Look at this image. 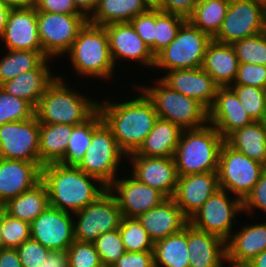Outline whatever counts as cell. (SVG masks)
Returning a JSON list of instances; mask_svg holds the SVG:
<instances>
[{"label":"cell","mask_w":266,"mask_h":267,"mask_svg":"<svg viewBox=\"0 0 266 267\" xmlns=\"http://www.w3.org/2000/svg\"><path fill=\"white\" fill-rule=\"evenodd\" d=\"M137 92L138 97H128L119 103L109 99L98 102V111L104 123L111 129L119 148L126 155L139 148L158 119L152 102L140 89Z\"/></svg>","instance_id":"cell-1"},{"label":"cell","mask_w":266,"mask_h":267,"mask_svg":"<svg viewBox=\"0 0 266 267\" xmlns=\"http://www.w3.org/2000/svg\"><path fill=\"white\" fill-rule=\"evenodd\" d=\"M41 181L45 184L51 207L76 213L95 201L107 187L77 166L61 163L44 165Z\"/></svg>","instance_id":"cell-2"},{"label":"cell","mask_w":266,"mask_h":267,"mask_svg":"<svg viewBox=\"0 0 266 267\" xmlns=\"http://www.w3.org/2000/svg\"><path fill=\"white\" fill-rule=\"evenodd\" d=\"M64 79L58 75L40 98L35 108L40 124L76 126L85 123L98 111L99 101L75 91L69 83L66 85Z\"/></svg>","instance_id":"cell-3"},{"label":"cell","mask_w":266,"mask_h":267,"mask_svg":"<svg viewBox=\"0 0 266 267\" xmlns=\"http://www.w3.org/2000/svg\"><path fill=\"white\" fill-rule=\"evenodd\" d=\"M225 139L213 125L184 129L174 152L177 175L215 172Z\"/></svg>","instance_id":"cell-4"},{"label":"cell","mask_w":266,"mask_h":267,"mask_svg":"<svg viewBox=\"0 0 266 267\" xmlns=\"http://www.w3.org/2000/svg\"><path fill=\"white\" fill-rule=\"evenodd\" d=\"M74 72L82 77L110 80L115 65L111 57L109 39L104 26L86 24L66 53Z\"/></svg>","instance_id":"cell-5"},{"label":"cell","mask_w":266,"mask_h":267,"mask_svg":"<svg viewBox=\"0 0 266 267\" xmlns=\"http://www.w3.org/2000/svg\"><path fill=\"white\" fill-rule=\"evenodd\" d=\"M126 157L111 129L104 123L101 113L97 111L92 116L91 143L77 167L108 187L119 176L118 167Z\"/></svg>","instance_id":"cell-6"},{"label":"cell","mask_w":266,"mask_h":267,"mask_svg":"<svg viewBox=\"0 0 266 267\" xmlns=\"http://www.w3.org/2000/svg\"><path fill=\"white\" fill-rule=\"evenodd\" d=\"M153 82L154 85L137 88L152 102L158 118L168 120L182 130L200 128L208 123V110L197 100L171 89L160 78Z\"/></svg>","instance_id":"cell-7"},{"label":"cell","mask_w":266,"mask_h":267,"mask_svg":"<svg viewBox=\"0 0 266 267\" xmlns=\"http://www.w3.org/2000/svg\"><path fill=\"white\" fill-rule=\"evenodd\" d=\"M213 39L186 20L175 39L155 56L154 69L178 70L202 67L208 44Z\"/></svg>","instance_id":"cell-8"},{"label":"cell","mask_w":266,"mask_h":267,"mask_svg":"<svg viewBox=\"0 0 266 267\" xmlns=\"http://www.w3.org/2000/svg\"><path fill=\"white\" fill-rule=\"evenodd\" d=\"M266 166L223 143L218 162L219 188L242 201L252 191Z\"/></svg>","instance_id":"cell-9"},{"label":"cell","mask_w":266,"mask_h":267,"mask_svg":"<svg viewBox=\"0 0 266 267\" xmlns=\"http://www.w3.org/2000/svg\"><path fill=\"white\" fill-rule=\"evenodd\" d=\"M87 21L83 14L37 11V28L44 55L49 59L66 56Z\"/></svg>","instance_id":"cell-10"},{"label":"cell","mask_w":266,"mask_h":267,"mask_svg":"<svg viewBox=\"0 0 266 267\" xmlns=\"http://www.w3.org/2000/svg\"><path fill=\"white\" fill-rule=\"evenodd\" d=\"M229 194L219 188L189 219V224L198 230L218 235L226 241L233 233L232 226L238 223L234 218L243 213L242 200L237 196L231 198Z\"/></svg>","instance_id":"cell-11"},{"label":"cell","mask_w":266,"mask_h":267,"mask_svg":"<svg viewBox=\"0 0 266 267\" xmlns=\"http://www.w3.org/2000/svg\"><path fill=\"white\" fill-rule=\"evenodd\" d=\"M121 219L117 201L107 189L95 201L73 214L74 238L80 242H93L100 234L118 229Z\"/></svg>","instance_id":"cell-12"},{"label":"cell","mask_w":266,"mask_h":267,"mask_svg":"<svg viewBox=\"0 0 266 267\" xmlns=\"http://www.w3.org/2000/svg\"><path fill=\"white\" fill-rule=\"evenodd\" d=\"M266 31V10L256 0H230L227 14L214 41L232 44Z\"/></svg>","instance_id":"cell-13"},{"label":"cell","mask_w":266,"mask_h":267,"mask_svg":"<svg viewBox=\"0 0 266 267\" xmlns=\"http://www.w3.org/2000/svg\"><path fill=\"white\" fill-rule=\"evenodd\" d=\"M40 123L34 115L28 120L0 125V158L37 163L39 155Z\"/></svg>","instance_id":"cell-14"},{"label":"cell","mask_w":266,"mask_h":267,"mask_svg":"<svg viewBox=\"0 0 266 267\" xmlns=\"http://www.w3.org/2000/svg\"><path fill=\"white\" fill-rule=\"evenodd\" d=\"M117 177L108 187L121 210L122 217H135L160 205L167 197L159 190L139 182L131 174ZM119 178V179H118Z\"/></svg>","instance_id":"cell-15"},{"label":"cell","mask_w":266,"mask_h":267,"mask_svg":"<svg viewBox=\"0 0 266 267\" xmlns=\"http://www.w3.org/2000/svg\"><path fill=\"white\" fill-rule=\"evenodd\" d=\"M30 232L49 250L65 251L75 241L73 214L49 206L30 223Z\"/></svg>","instance_id":"cell-16"},{"label":"cell","mask_w":266,"mask_h":267,"mask_svg":"<svg viewBox=\"0 0 266 267\" xmlns=\"http://www.w3.org/2000/svg\"><path fill=\"white\" fill-rule=\"evenodd\" d=\"M126 159L131 162L134 178L159 190L167 198H173L178 179L173 157H146L133 152Z\"/></svg>","instance_id":"cell-17"},{"label":"cell","mask_w":266,"mask_h":267,"mask_svg":"<svg viewBox=\"0 0 266 267\" xmlns=\"http://www.w3.org/2000/svg\"><path fill=\"white\" fill-rule=\"evenodd\" d=\"M0 41L6 50L43 51L37 28L36 8H12Z\"/></svg>","instance_id":"cell-18"},{"label":"cell","mask_w":266,"mask_h":267,"mask_svg":"<svg viewBox=\"0 0 266 267\" xmlns=\"http://www.w3.org/2000/svg\"><path fill=\"white\" fill-rule=\"evenodd\" d=\"M104 27L115 67L119 60H132L153 69L155 57L130 23H112Z\"/></svg>","instance_id":"cell-19"},{"label":"cell","mask_w":266,"mask_h":267,"mask_svg":"<svg viewBox=\"0 0 266 267\" xmlns=\"http://www.w3.org/2000/svg\"><path fill=\"white\" fill-rule=\"evenodd\" d=\"M218 189L217 171L188 174L178 177L173 199L189 220Z\"/></svg>","instance_id":"cell-20"},{"label":"cell","mask_w":266,"mask_h":267,"mask_svg":"<svg viewBox=\"0 0 266 267\" xmlns=\"http://www.w3.org/2000/svg\"><path fill=\"white\" fill-rule=\"evenodd\" d=\"M160 79L171 89L193 98L209 110L219 86L201 68L169 70Z\"/></svg>","instance_id":"cell-21"},{"label":"cell","mask_w":266,"mask_h":267,"mask_svg":"<svg viewBox=\"0 0 266 267\" xmlns=\"http://www.w3.org/2000/svg\"><path fill=\"white\" fill-rule=\"evenodd\" d=\"M253 122L244 111L235 91L230 86L219 87L215 101L208 110V123L226 139L235 130Z\"/></svg>","instance_id":"cell-22"},{"label":"cell","mask_w":266,"mask_h":267,"mask_svg":"<svg viewBox=\"0 0 266 267\" xmlns=\"http://www.w3.org/2000/svg\"><path fill=\"white\" fill-rule=\"evenodd\" d=\"M41 169L37 163L0 158V204L37 185Z\"/></svg>","instance_id":"cell-23"},{"label":"cell","mask_w":266,"mask_h":267,"mask_svg":"<svg viewBox=\"0 0 266 267\" xmlns=\"http://www.w3.org/2000/svg\"><path fill=\"white\" fill-rule=\"evenodd\" d=\"M243 226L239 232L233 231L226 240V261L230 263L228 267H244L266 250V221Z\"/></svg>","instance_id":"cell-24"},{"label":"cell","mask_w":266,"mask_h":267,"mask_svg":"<svg viewBox=\"0 0 266 267\" xmlns=\"http://www.w3.org/2000/svg\"><path fill=\"white\" fill-rule=\"evenodd\" d=\"M189 267H225L226 241L187 224Z\"/></svg>","instance_id":"cell-25"},{"label":"cell","mask_w":266,"mask_h":267,"mask_svg":"<svg viewBox=\"0 0 266 267\" xmlns=\"http://www.w3.org/2000/svg\"><path fill=\"white\" fill-rule=\"evenodd\" d=\"M137 219L154 242L181 231L189 223L173 198L165 199Z\"/></svg>","instance_id":"cell-26"},{"label":"cell","mask_w":266,"mask_h":267,"mask_svg":"<svg viewBox=\"0 0 266 267\" xmlns=\"http://www.w3.org/2000/svg\"><path fill=\"white\" fill-rule=\"evenodd\" d=\"M51 60L46 58L36 69L21 73L12 80L2 83L0 88L14 97L26 100L36 108L47 87L57 77L50 70Z\"/></svg>","instance_id":"cell-27"},{"label":"cell","mask_w":266,"mask_h":267,"mask_svg":"<svg viewBox=\"0 0 266 267\" xmlns=\"http://www.w3.org/2000/svg\"><path fill=\"white\" fill-rule=\"evenodd\" d=\"M238 58L231 44L212 40L206 49L202 69L219 87L233 84L237 76Z\"/></svg>","instance_id":"cell-28"},{"label":"cell","mask_w":266,"mask_h":267,"mask_svg":"<svg viewBox=\"0 0 266 267\" xmlns=\"http://www.w3.org/2000/svg\"><path fill=\"white\" fill-rule=\"evenodd\" d=\"M182 129L168 121L158 118L153 129L134 152L146 157H173Z\"/></svg>","instance_id":"cell-29"},{"label":"cell","mask_w":266,"mask_h":267,"mask_svg":"<svg viewBox=\"0 0 266 267\" xmlns=\"http://www.w3.org/2000/svg\"><path fill=\"white\" fill-rule=\"evenodd\" d=\"M225 142L238 152L266 166V128L263 121H254L235 130Z\"/></svg>","instance_id":"cell-30"},{"label":"cell","mask_w":266,"mask_h":267,"mask_svg":"<svg viewBox=\"0 0 266 267\" xmlns=\"http://www.w3.org/2000/svg\"><path fill=\"white\" fill-rule=\"evenodd\" d=\"M148 10L143 0H98V5L88 18V22L99 26L129 23L134 17Z\"/></svg>","instance_id":"cell-31"},{"label":"cell","mask_w":266,"mask_h":267,"mask_svg":"<svg viewBox=\"0 0 266 267\" xmlns=\"http://www.w3.org/2000/svg\"><path fill=\"white\" fill-rule=\"evenodd\" d=\"M2 206L10 216L31 223L50 206L47 188L40 181L32 189L9 199Z\"/></svg>","instance_id":"cell-32"},{"label":"cell","mask_w":266,"mask_h":267,"mask_svg":"<svg viewBox=\"0 0 266 267\" xmlns=\"http://www.w3.org/2000/svg\"><path fill=\"white\" fill-rule=\"evenodd\" d=\"M73 126L40 124L39 155L43 165L59 163L64 157Z\"/></svg>","instance_id":"cell-33"},{"label":"cell","mask_w":266,"mask_h":267,"mask_svg":"<svg viewBox=\"0 0 266 267\" xmlns=\"http://www.w3.org/2000/svg\"><path fill=\"white\" fill-rule=\"evenodd\" d=\"M155 267H189L187 225L181 231L154 242Z\"/></svg>","instance_id":"cell-34"},{"label":"cell","mask_w":266,"mask_h":267,"mask_svg":"<svg viewBox=\"0 0 266 267\" xmlns=\"http://www.w3.org/2000/svg\"><path fill=\"white\" fill-rule=\"evenodd\" d=\"M229 2L230 0H197L194 11L187 20L213 39L222 26Z\"/></svg>","instance_id":"cell-35"},{"label":"cell","mask_w":266,"mask_h":267,"mask_svg":"<svg viewBox=\"0 0 266 267\" xmlns=\"http://www.w3.org/2000/svg\"><path fill=\"white\" fill-rule=\"evenodd\" d=\"M0 57V85L21 73L36 69L47 57L43 51L6 50Z\"/></svg>","instance_id":"cell-36"},{"label":"cell","mask_w":266,"mask_h":267,"mask_svg":"<svg viewBox=\"0 0 266 267\" xmlns=\"http://www.w3.org/2000/svg\"><path fill=\"white\" fill-rule=\"evenodd\" d=\"M118 229L126 251L145 252L154 250V241L137 218L122 217Z\"/></svg>","instance_id":"cell-37"},{"label":"cell","mask_w":266,"mask_h":267,"mask_svg":"<svg viewBox=\"0 0 266 267\" xmlns=\"http://www.w3.org/2000/svg\"><path fill=\"white\" fill-rule=\"evenodd\" d=\"M92 139V117L85 123L73 126L65 157L59 162L66 166H78Z\"/></svg>","instance_id":"cell-38"},{"label":"cell","mask_w":266,"mask_h":267,"mask_svg":"<svg viewBox=\"0 0 266 267\" xmlns=\"http://www.w3.org/2000/svg\"><path fill=\"white\" fill-rule=\"evenodd\" d=\"M239 63L266 65V31L233 42Z\"/></svg>","instance_id":"cell-39"},{"label":"cell","mask_w":266,"mask_h":267,"mask_svg":"<svg viewBox=\"0 0 266 267\" xmlns=\"http://www.w3.org/2000/svg\"><path fill=\"white\" fill-rule=\"evenodd\" d=\"M185 21L182 16L155 10V56L175 39Z\"/></svg>","instance_id":"cell-40"},{"label":"cell","mask_w":266,"mask_h":267,"mask_svg":"<svg viewBox=\"0 0 266 267\" xmlns=\"http://www.w3.org/2000/svg\"><path fill=\"white\" fill-rule=\"evenodd\" d=\"M237 94L244 111L253 121L266 120V102L263 89L245 86H230Z\"/></svg>","instance_id":"cell-41"},{"label":"cell","mask_w":266,"mask_h":267,"mask_svg":"<svg viewBox=\"0 0 266 267\" xmlns=\"http://www.w3.org/2000/svg\"><path fill=\"white\" fill-rule=\"evenodd\" d=\"M35 108L26 100L14 97L0 88V125L28 120Z\"/></svg>","instance_id":"cell-42"},{"label":"cell","mask_w":266,"mask_h":267,"mask_svg":"<svg viewBox=\"0 0 266 267\" xmlns=\"http://www.w3.org/2000/svg\"><path fill=\"white\" fill-rule=\"evenodd\" d=\"M93 243L101 264L112 265L126 252L119 229L100 234Z\"/></svg>","instance_id":"cell-43"},{"label":"cell","mask_w":266,"mask_h":267,"mask_svg":"<svg viewBox=\"0 0 266 267\" xmlns=\"http://www.w3.org/2000/svg\"><path fill=\"white\" fill-rule=\"evenodd\" d=\"M4 248L16 249L31 238L30 223L14 218L4 209V223L1 229Z\"/></svg>","instance_id":"cell-44"},{"label":"cell","mask_w":266,"mask_h":267,"mask_svg":"<svg viewBox=\"0 0 266 267\" xmlns=\"http://www.w3.org/2000/svg\"><path fill=\"white\" fill-rule=\"evenodd\" d=\"M69 267H99L101 261L93 242L74 241L67 249Z\"/></svg>","instance_id":"cell-45"},{"label":"cell","mask_w":266,"mask_h":267,"mask_svg":"<svg viewBox=\"0 0 266 267\" xmlns=\"http://www.w3.org/2000/svg\"><path fill=\"white\" fill-rule=\"evenodd\" d=\"M232 85H245L263 89L266 86V65L239 63Z\"/></svg>","instance_id":"cell-46"},{"label":"cell","mask_w":266,"mask_h":267,"mask_svg":"<svg viewBox=\"0 0 266 267\" xmlns=\"http://www.w3.org/2000/svg\"><path fill=\"white\" fill-rule=\"evenodd\" d=\"M155 57V10L139 14L129 22Z\"/></svg>","instance_id":"cell-47"},{"label":"cell","mask_w":266,"mask_h":267,"mask_svg":"<svg viewBox=\"0 0 266 267\" xmlns=\"http://www.w3.org/2000/svg\"><path fill=\"white\" fill-rule=\"evenodd\" d=\"M22 267H41L50 250L32 238L16 248Z\"/></svg>","instance_id":"cell-48"},{"label":"cell","mask_w":266,"mask_h":267,"mask_svg":"<svg viewBox=\"0 0 266 267\" xmlns=\"http://www.w3.org/2000/svg\"><path fill=\"white\" fill-rule=\"evenodd\" d=\"M242 203L243 212H246V214L250 216L254 213L255 209H257V211L259 209V211L266 213V169Z\"/></svg>","instance_id":"cell-49"},{"label":"cell","mask_w":266,"mask_h":267,"mask_svg":"<svg viewBox=\"0 0 266 267\" xmlns=\"http://www.w3.org/2000/svg\"><path fill=\"white\" fill-rule=\"evenodd\" d=\"M114 267H155L153 251H126L115 263Z\"/></svg>","instance_id":"cell-50"},{"label":"cell","mask_w":266,"mask_h":267,"mask_svg":"<svg viewBox=\"0 0 266 267\" xmlns=\"http://www.w3.org/2000/svg\"><path fill=\"white\" fill-rule=\"evenodd\" d=\"M36 11L60 14H82L73 0H37Z\"/></svg>","instance_id":"cell-51"},{"label":"cell","mask_w":266,"mask_h":267,"mask_svg":"<svg viewBox=\"0 0 266 267\" xmlns=\"http://www.w3.org/2000/svg\"><path fill=\"white\" fill-rule=\"evenodd\" d=\"M196 4L197 0H163L159 10L182 16L187 20L193 13Z\"/></svg>","instance_id":"cell-52"},{"label":"cell","mask_w":266,"mask_h":267,"mask_svg":"<svg viewBox=\"0 0 266 267\" xmlns=\"http://www.w3.org/2000/svg\"><path fill=\"white\" fill-rule=\"evenodd\" d=\"M41 267H69V257L67 250H50L44 258Z\"/></svg>","instance_id":"cell-53"},{"label":"cell","mask_w":266,"mask_h":267,"mask_svg":"<svg viewBox=\"0 0 266 267\" xmlns=\"http://www.w3.org/2000/svg\"><path fill=\"white\" fill-rule=\"evenodd\" d=\"M0 267H22L21 260L16 249H0Z\"/></svg>","instance_id":"cell-54"},{"label":"cell","mask_w":266,"mask_h":267,"mask_svg":"<svg viewBox=\"0 0 266 267\" xmlns=\"http://www.w3.org/2000/svg\"><path fill=\"white\" fill-rule=\"evenodd\" d=\"M77 9L88 19L95 11L98 0H73Z\"/></svg>","instance_id":"cell-55"},{"label":"cell","mask_w":266,"mask_h":267,"mask_svg":"<svg viewBox=\"0 0 266 267\" xmlns=\"http://www.w3.org/2000/svg\"><path fill=\"white\" fill-rule=\"evenodd\" d=\"M11 9L12 8L10 6L6 5L2 0H0V36L5 30L7 18Z\"/></svg>","instance_id":"cell-56"},{"label":"cell","mask_w":266,"mask_h":267,"mask_svg":"<svg viewBox=\"0 0 266 267\" xmlns=\"http://www.w3.org/2000/svg\"><path fill=\"white\" fill-rule=\"evenodd\" d=\"M11 8L35 7L37 0H2Z\"/></svg>","instance_id":"cell-57"},{"label":"cell","mask_w":266,"mask_h":267,"mask_svg":"<svg viewBox=\"0 0 266 267\" xmlns=\"http://www.w3.org/2000/svg\"><path fill=\"white\" fill-rule=\"evenodd\" d=\"M244 267H266V250L253 258Z\"/></svg>","instance_id":"cell-58"},{"label":"cell","mask_w":266,"mask_h":267,"mask_svg":"<svg viewBox=\"0 0 266 267\" xmlns=\"http://www.w3.org/2000/svg\"><path fill=\"white\" fill-rule=\"evenodd\" d=\"M143 2L150 10H159L163 4V0H143Z\"/></svg>","instance_id":"cell-59"},{"label":"cell","mask_w":266,"mask_h":267,"mask_svg":"<svg viewBox=\"0 0 266 267\" xmlns=\"http://www.w3.org/2000/svg\"><path fill=\"white\" fill-rule=\"evenodd\" d=\"M3 223H4V207L1 206L0 207V249L4 248V244H3L2 236H1V229H2Z\"/></svg>","instance_id":"cell-60"},{"label":"cell","mask_w":266,"mask_h":267,"mask_svg":"<svg viewBox=\"0 0 266 267\" xmlns=\"http://www.w3.org/2000/svg\"><path fill=\"white\" fill-rule=\"evenodd\" d=\"M266 10V0H256Z\"/></svg>","instance_id":"cell-61"},{"label":"cell","mask_w":266,"mask_h":267,"mask_svg":"<svg viewBox=\"0 0 266 267\" xmlns=\"http://www.w3.org/2000/svg\"><path fill=\"white\" fill-rule=\"evenodd\" d=\"M99 267H114V266L110 264H101Z\"/></svg>","instance_id":"cell-62"},{"label":"cell","mask_w":266,"mask_h":267,"mask_svg":"<svg viewBox=\"0 0 266 267\" xmlns=\"http://www.w3.org/2000/svg\"><path fill=\"white\" fill-rule=\"evenodd\" d=\"M264 96H265V102H266V86L263 88Z\"/></svg>","instance_id":"cell-63"}]
</instances>
